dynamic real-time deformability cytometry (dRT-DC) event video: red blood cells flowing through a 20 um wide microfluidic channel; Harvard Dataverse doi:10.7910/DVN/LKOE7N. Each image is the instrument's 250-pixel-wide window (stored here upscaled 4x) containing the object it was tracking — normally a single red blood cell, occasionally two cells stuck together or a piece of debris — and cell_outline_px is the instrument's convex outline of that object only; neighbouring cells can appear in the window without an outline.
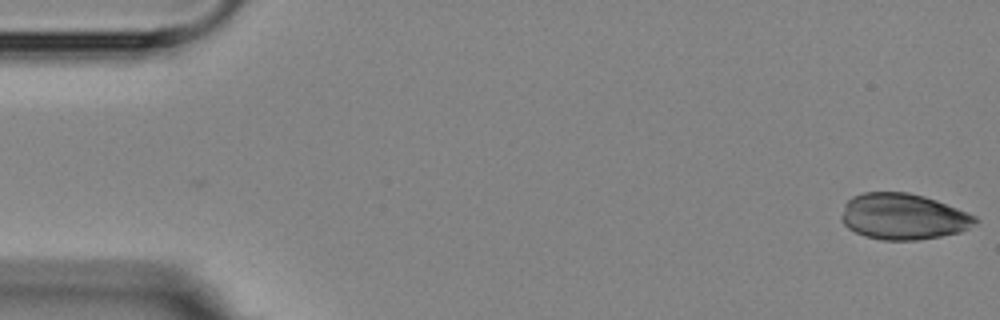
{"species": "Egyptian fruit bat (a non-hibernating species)", "species_latin": "Rousettus aegyptiacus", "temperature_condition": "room temperature", "stored_images_in_passage": 2, "camera_frame_rate_fps": 3000, "um_per_image_px": 0.085, "animal": {"sex": "female"}, "frame": {"image": 1, "passage_image": 2, "time_ms": 1.333, "image_size_px": [1000, 320], "cell_outline_px": [[980, 220], [968, 228], [960, 232], [940, 236], [916, 240], [884, 240], [864, 236], [848, 228], [840, 220], [840, 216], [844, 204], [852, 196], [864, 192], [908, 192], [924, 196], [936, 200], [976, 216]], "centroid_in_image_um": [76.74, 18.4], "position_along_channel_um": 8.3, "area_um2": 35.95}}